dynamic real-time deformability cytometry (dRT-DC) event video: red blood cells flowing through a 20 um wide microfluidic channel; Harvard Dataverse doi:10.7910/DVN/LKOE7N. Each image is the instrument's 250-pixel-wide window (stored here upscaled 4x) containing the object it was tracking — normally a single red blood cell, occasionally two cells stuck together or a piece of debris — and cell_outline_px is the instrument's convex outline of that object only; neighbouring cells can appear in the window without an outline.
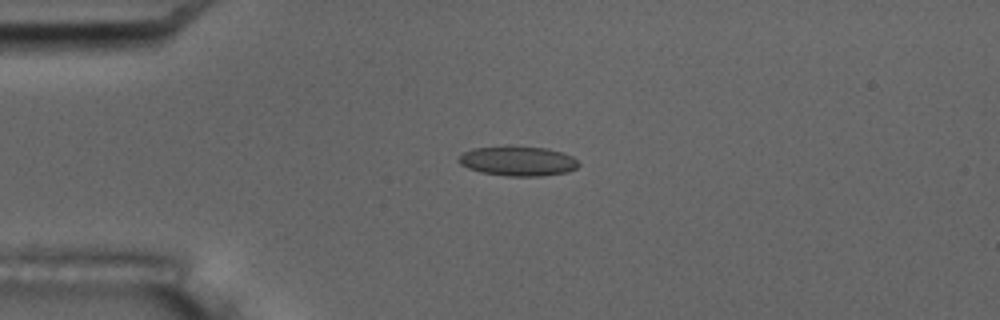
{"species": "common noctule bat (a hibernating species)", "species_latin": "Nyctalus noctula", "temperature_condition": "room temperature", "stored_images_in_passage": 5, "camera_frame_rate_fps": 3000, "um_per_image_px": 0.085, "animal": {"sex": "male", "body_mass_g": 17.5, "forearm_length_mm": 52.3}, "frame": {"image": 1, "passage_image": 3, "time_ms": 3.0, "image_size_px": [1000, 320], "cell_outline_px": [[580, 164], [576, 168], [568, 172], [540, 176], [508, 176], [480, 172], [468, 168], [460, 164], [456, 160], [464, 152], [472, 148], [504, 144], [512, 144], [548, 148], [564, 152], [572, 156]], "centroid_in_image_um": [44.0, 13.65], "position_along_channel_um": 41.0, "area_um2": 21.5}}